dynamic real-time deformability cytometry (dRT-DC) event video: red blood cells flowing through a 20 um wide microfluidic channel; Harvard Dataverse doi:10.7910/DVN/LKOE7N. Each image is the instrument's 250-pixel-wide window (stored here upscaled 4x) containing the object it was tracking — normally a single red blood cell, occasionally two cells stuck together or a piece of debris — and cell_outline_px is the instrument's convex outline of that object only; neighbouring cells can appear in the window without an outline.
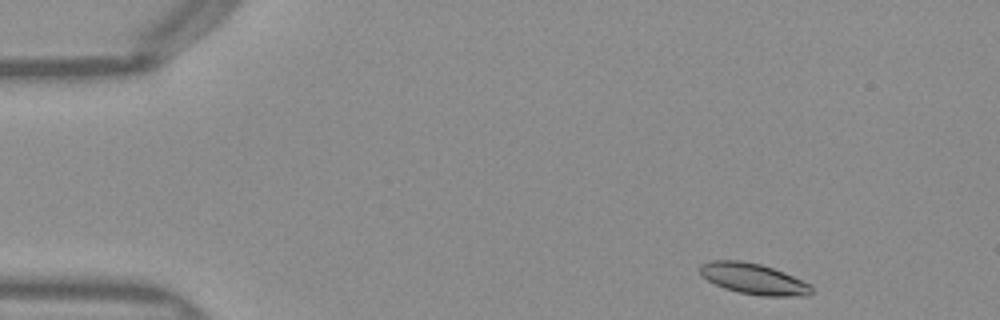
{"species": "Egyptian fruit bat (a non-hibernating species)", "species_latin": "Rousettus aegyptiacus", "temperature_condition": "warm", "stored_images_in_passage": 47, "camera_frame_rate_fps": 3000, "um_per_image_px": 0.085, "frame": {"image": 1, "passage_image": 2, "time_ms": 0.333, "image_size_px": [1000, 320], "cell_outline_px": [[812, 292], [808, 296], [760, 296], [740, 292], [724, 288], [700, 276], [700, 264], [712, 260], [740, 260], [760, 264], [784, 272], [812, 284]], "centroid_in_image_um": [64.07, 23.7], "position_along_channel_um": 20.9, "area_um2": 20.17}}
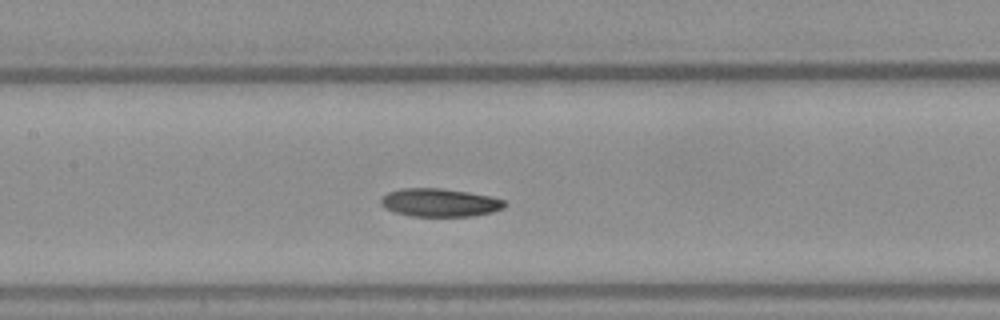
{"frame": {"image": 2, "passage_image": 20, "time_ms": 6.333, "image_size_px": [1000, 320], "cell_outline_px": [[504, 208], [492, 212], [472, 216], [412, 216], [396, 212], [384, 208], [380, 204], [380, 200], [388, 192], [404, 188], [440, 188], [468, 192], [488, 196], [504, 200]], "centroid_in_image_um": [37.35, 17.22], "position_along_channel_um": 170.0, "area_um2": 20.11}}
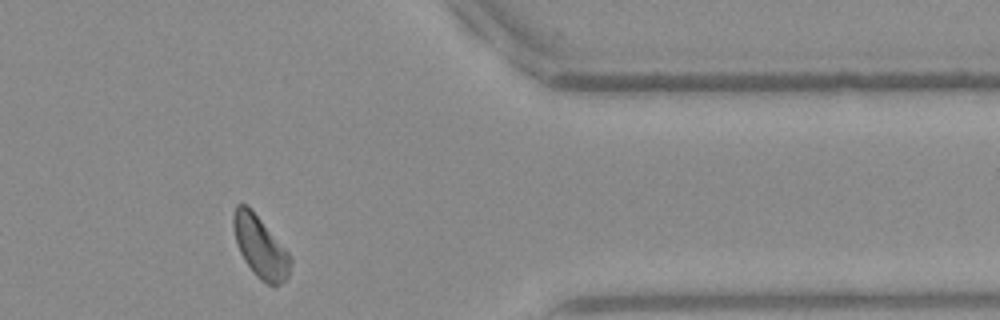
{"frame": {"image": 3, "passage_image": 38, "time_ms": 12.333, "image_size_px": [1000, 320], "cell_outline_px": [[292, 264], [288, 276], [280, 284], [268, 284], [260, 280], [256, 276], [244, 260], [240, 252], [236, 240], [232, 224], [232, 216], [236, 204], [248, 204], [288, 252], [292, 260]], "centroid_in_image_um": [22.11, 20.96], "position_along_channel_um": 389.3, "area_um2": 20.35}, "authors_computed_cell_mechanics": {"area_um2": 20.23, "velocity_mm_per_s": 3.9801, "shape_relaxation_time_tau1_ms": 4.2665, "shape_relaxation_time_tau2_ms": 4.6648, "deformation_change_tau1": 0.1218, "deformation_change_tau2": 0.0988}}